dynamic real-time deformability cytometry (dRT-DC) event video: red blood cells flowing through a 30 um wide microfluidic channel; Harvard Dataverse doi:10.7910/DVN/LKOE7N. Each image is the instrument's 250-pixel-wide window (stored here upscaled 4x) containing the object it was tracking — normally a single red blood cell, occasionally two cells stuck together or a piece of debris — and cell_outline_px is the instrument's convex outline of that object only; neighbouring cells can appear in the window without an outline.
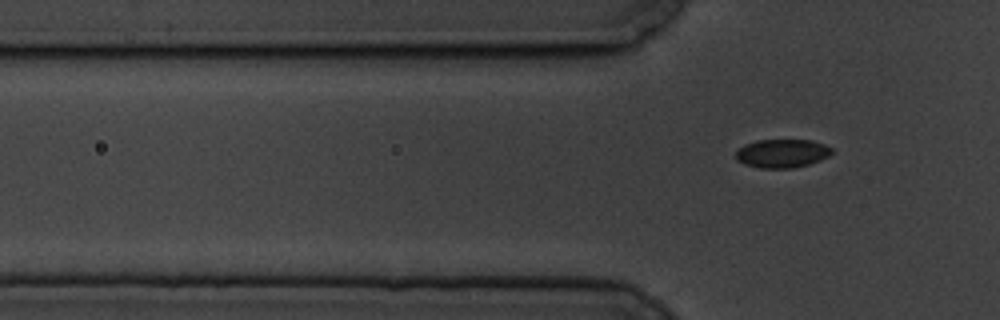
{"species": "common noctule bat (a hibernating species)", "species_latin": "Nyctalus noctula", "temperature_condition": "cold", "stored_images_in_passage": 7, "camera_frame_rate_fps": 3000, "um_per_image_px": 0.085, "animal": {"sex": "male", "body_mass_g": 19.5, "forearm_length_mm": 54.6}, "frame": {"image": 1, "passage_image": 7, "time_ms": 8.0, "image_size_px": [1000, 320], "cell_outline_px": [[832, 152], [828, 156], [820, 160], [808, 164], [792, 168], [760, 168], [744, 164], [736, 160], [736, 152], [744, 144], [756, 140], [812, 140], [824, 144], [832, 148]], "centroid_in_image_um": [66.46, 13.03], "position_along_channel_um": 59.3, "area_um2": 15.95}}